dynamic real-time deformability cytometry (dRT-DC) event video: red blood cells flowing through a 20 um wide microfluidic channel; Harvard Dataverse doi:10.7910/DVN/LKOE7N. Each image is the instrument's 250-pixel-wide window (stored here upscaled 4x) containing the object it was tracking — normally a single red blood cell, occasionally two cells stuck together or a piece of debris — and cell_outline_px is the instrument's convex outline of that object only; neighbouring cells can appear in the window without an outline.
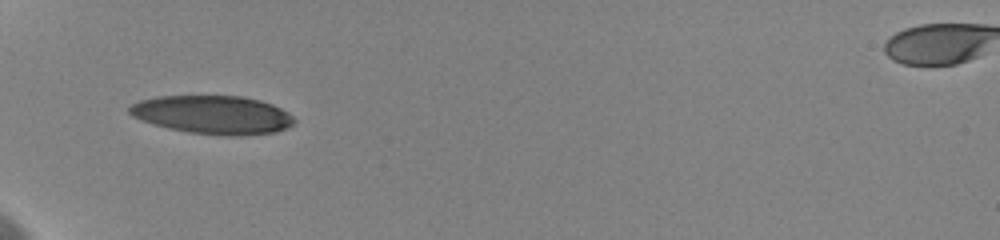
{"species": "human", "species_latin": "Homo sapiens", "temperature_condition": "cold", "stored_images_in_passage": 8, "camera_frame_rate_fps": 3000, "um_per_image_px": 0.085, "donor": {"sex": "female"}, "frame": {"image": 1, "passage_image": 1, "time_ms": 0.0, "image_size_px": [1000, 240], "cell_outline_px": [[296, 120], [288, 128], [276, 132], [240, 136], [228, 136], [188, 132], [168, 128], [152, 124], [132, 116], [128, 112], [128, 108], [132, 104], [140, 100], [156, 96], [240, 96], [260, 100], [272, 104], [288, 112]], "centroid_in_image_um": [18.09, 9.76], "position_along_channel_um": 66.9, "area_um2": 37.05}}